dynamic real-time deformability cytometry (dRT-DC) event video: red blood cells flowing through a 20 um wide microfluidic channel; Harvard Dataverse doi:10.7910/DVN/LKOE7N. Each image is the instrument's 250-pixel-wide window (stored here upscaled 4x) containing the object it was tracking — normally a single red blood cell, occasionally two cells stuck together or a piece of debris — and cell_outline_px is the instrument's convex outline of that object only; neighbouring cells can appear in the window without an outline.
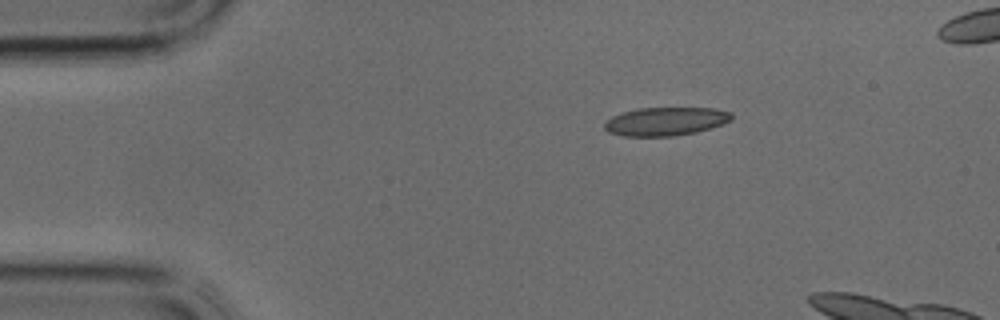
{"species": "common noctule bat (a hibernating species)", "species_latin": "Nyctalus noctula", "temperature_condition": "cold", "stored_images_in_passage": 29, "camera_frame_rate_fps": 3000, "um_per_image_px": 0.085, "animal": {"sex": "male", "body_mass_g": 17.9, "forearm_length_mm": 54.2}, "frame": {"image": 1, "passage_image": 1, "time_ms": 0.0, "image_size_px": [1000, 320], "cell_outline_px": [[732, 120], [696, 132], [676, 136], [624, 136], [608, 132], [604, 128], [604, 124], [612, 116], [636, 108], [712, 108], [732, 112]], "centroid_in_image_um": [56.56, 10.32], "position_along_channel_um": 28.4, "area_um2": 20.92}}
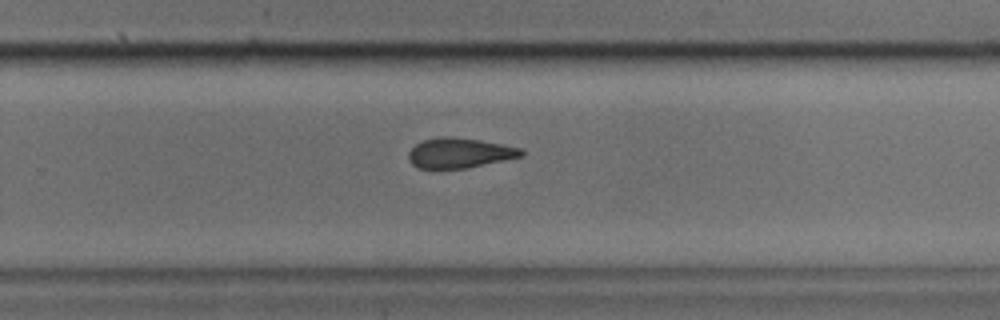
{"frame": {"image": 2, "passage_image": 19, "time_ms": 6.0, "image_size_px": [1000, 320], "cell_outline_px": [[524, 156], [464, 168], [416, 168], [408, 160], [408, 152], [416, 144], [424, 140], [440, 136], [452, 136], [480, 140], [520, 148], [524, 152]], "centroid_in_image_um": [39.03, 12.99], "position_along_channel_um": 290.8, "area_um2": 19.59}}
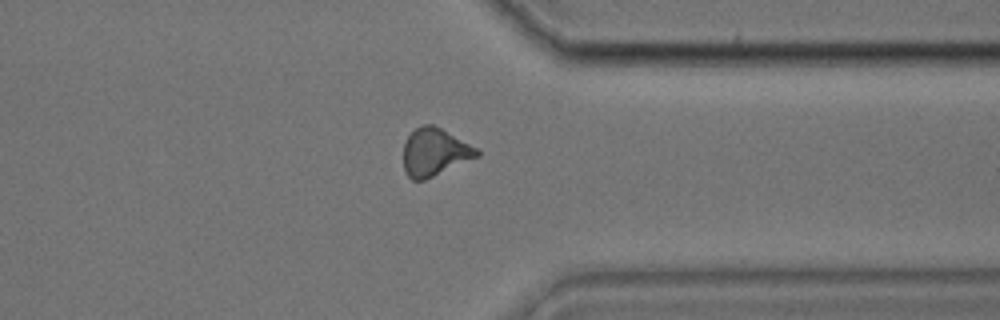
{"frame": {"image": 3, "passage_image": 24, "time_ms": 7.667, "image_size_px": [1000, 320], "cell_outline_px": [[480, 156], [424, 180], [412, 180], [404, 172], [404, 144], [408, 136], [420, 124], [432, 124], [440, 128], [476, 148], [480, 152]], "centroid_in_image_um": [36.92, 12.94], "position_along_channel_um": 374.5, "area_um2": 20.17}}